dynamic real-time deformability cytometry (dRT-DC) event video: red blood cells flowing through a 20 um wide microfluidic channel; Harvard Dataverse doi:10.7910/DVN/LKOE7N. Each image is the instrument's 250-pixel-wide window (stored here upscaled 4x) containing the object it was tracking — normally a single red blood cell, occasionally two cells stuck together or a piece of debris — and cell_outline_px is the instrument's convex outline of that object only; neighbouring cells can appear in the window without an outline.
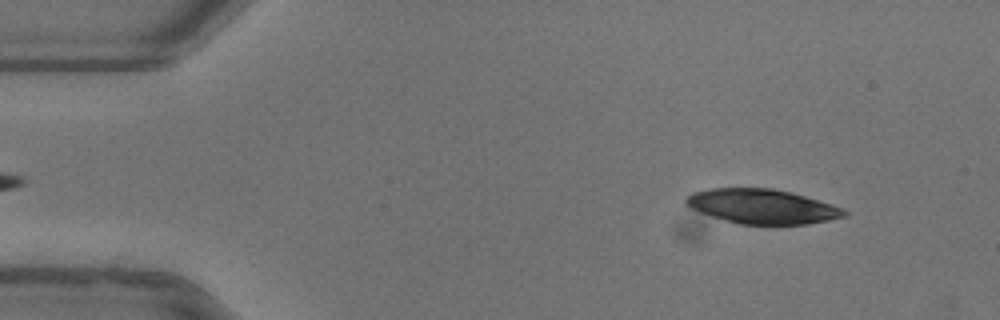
{"species": "common noctule bat (a hibernating species)", "species_latin": "Nyctalus noctula", "temperature_condition": "warm", "stored_images_in_passage": 51, "camera_frame_rate_fps": 3000, "um_per_image_px": 0.085, "animal": {"sex": "female"}, "frame": {"image": 1, "passage_image": 5, "time_ms": 1.333, "image_size_px": [1000, 320], "cell_outline_px": [[848, 216], [808, 224], [740, 224], [712, 216], [692, 208], [684, 200], [692, 192], [708, 188], [772, 188], [792, 192], [832, 204], [844, 208], [848, 212]], "centroid_in_image_um": [64.84, 17.54], "position_along_channel_um": 20.2, "area_um2": 31.73}}